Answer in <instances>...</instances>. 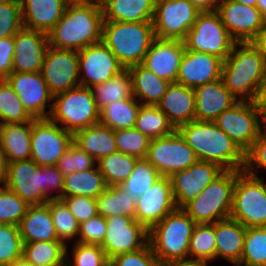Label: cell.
<instances>
[{
    "mask_svg": "<svg viewBox=\"0 0 266 266\" xmlns=\"http://www.w3.org/2000/svg\"><path fill=\"white\" fill-rule=\"evenodd\" d=\"M102 25L100 0L70 1L61 19L48 33L49 46L82 50L102 41Z\"/></svg>",
    "mask_w": 266,
    "mask_h": 266,
    "instance_id": "obj_1",
    "label": "cell"
},
{
    "mask_svg": "<svg viewBox=\"0 0 266 266\" xmlns=\"http://www.w3.org/2000/svg\"><path fill=\"white\" fill-rule=\"evenodd\" d=\"M176 130L199 160L215 163L224 170H244L245 153L215 122L193 120Z\"/></svg>",
    "mask_w": 266,
    "mask_h": 266,
    "instance_id": "obj_2",
    "label": "cell"
},
{
    "mask_svg": "<svg viewBox=\"0 0 266 266\" xmlns=\"http://www.w3.org/2000/svg\"><path fill=\"white\" fill-rule=\"evenodd\" d=\"M265 75V60L252 42L235 43L223 61L221 78L237 100L252 101Z\"/></svg>",
    "mask_w": 266,
    "mask_h": 266,
    "instance_id": "obj_3",
    "label": "cell"
},
{
    "mask_svg": "<svg viewBox=\"0 0 266 266\" xmlns=\"http://www.w3.org/2000/svg\"><path fill=\"white\" fill-rule=\"evenodd\" d=\"M155 38L153 21H103L102 42L125 69L142 64Z\"/></svg>",
    "mask_w": 266,
    "mask_h": 266,
    "instance_id": "obj_4",
    "label": "cell"
},
{
    "mask_svg": "<svg viewBox=\"0 0 266 266\" xmlns=\"http://www.w3.org/2000/svg\"><path fill=\"white\" fill-rule=\"evenodd\" d=\"M196 223L182 208H176L148 232V243L159 263L189 260V244Z\"/></svg>",
    "mask_w": 266,
    "mask_h": 266,
    "instance_id": "obj_5",
    "label": "cell"
},
{
    "mask_svg": "<svg viewBox=\"0 0 266 266\" xmlns=\"http://www.w3.org/2000/svg\"><path fill=\"white\" fill-rule=\"evenodd\" d=\"M241 171L224 170L182 209L196 223H215L230 217L236 176Z\"/></svg>",
    "mask_w": 266,
    "mask_h": 266,
    "instance_id": "obj_6",
    "label": "cell"
},
{
    "mask_svg": "<svg viewBox=\"0 0 266 266\" xmlns=\"http://www.w3.org/2000/svg\"><path fill=\"white\" fill-rule=\"evenodd\" d=\"M99 109L92 89L78 86L53 95L49 118L73 135L99 123Z\"/></svg>",
    "mask_w": 266,
    "mask_h": 266,
    "instance_id": "obj_7",
    "label": "cell"
},
{
    "mask_svg": "<svg viewBox=\"0 0 266 266\" xmlns=\"http://www.w3.org/2000/svg\"><path fill=\"white\" fill-rule=\"evenodd\" d=\"M230 218L246 228L266 227V182L244 170L236 176Z\"/></svg>",
    "mask_w": 266,
    "mask_h": 266,
    "instance_id": "obj_8",
    "label": "cell"
},
{
    "mask_svg": "<svg viewBox=\"0 0 266 266\" xmlns=\"http://www.w3.org/2000/svg\"><path fill=\"white\" fill-rule=\"evenodd\" d=\"M235 43L216 10L200 12L184 39L185 49L212 54L223 61Z\"/></svg>",
    "mask_w": 266,
    "mask_h": 266,
    "instance_id": "obj_9",
    "label": "cell"
},
{
    "mask_svg": "<svg viewBox=\"0 0 266 266\" xmlns=\"http://www.w3.org/2000/svg\"><path fill=\"white\" fill-rule=\"evenodd\" d=\"M246 153L265 127L252 101L238 100L214 121Z\"/></svg>",
    "mask_w": 266,
    "mask_h": 266,
    "instance_id": "obj_10",
    "label": "cell"
},
{
    "mask_svg": "<svg viewBox=\"0 0 266 266\" xmlns=\"http://www.w3.org/2000/svg\"><path fill=\"white\" fill-rule=\"evenodd\" d=\"M73 143V134L50 118L32 119L31 159L39 166L57 165Z\"/></svg>",
    "mask_w": 266,
    "mask_h": 266,
    "instance_id": "obj_11",
    "label": "cell"
},
{
    "mask_svg": "<svg viewBox=\"0 0 266 266\" xmlns=\"http://www.w3.org/2000/svg\"><path fill=\"white\" fill-rule=\"evenodd\" d=\"M146 159L164 177L185 170L199 160L177 130L170 135L152 139Z\"/></svg>",
    "mask_w": 266,
    "mask_h": 266,
    "instance_id": "obj_12",
    "label": "cell"
},
{
    "mask_svg": "<svg viewBox=\"0 0 266 266\" xmlns=\"http://www.w3.org/2000/svg\"><path fill=\"white\" fill-rule=\"evenodd\" d=\"M199 13L188 0H156L153 18L155 36L184 41Z\"/></svg>",
    "mask_w": 266,
    "mask_h": 266,
    "instance_id": "obj_13",
    "label": "cell"
},
{
    "mask_svg": "<svg viewBox=\"0 0 266 266\" xmlns=\"http://www.w3.org/2000/svg\"><path fill=\"white\" fill-rule=\"evenodd\" d=\"M107 228L100 245L108 259L133 252L148 244L149 230L133 217L115 215L106 218Z\"/></svg>",
    "mask_w": 266,
    "mask_h": 266,
    "instance_id": "obj_14",
    "label": "cell"
},
{
    "mask_svg": "<svg viewBox=\"0 0 266 266\" xmlns=\"http://www.w3.org/2000/svg\"><path fill=\"white\" fill-rule=\"evenodd\" d=\"M6 81L32 118H49L53 94L49 91L41 72H11Z\"/></svg>",
    "mask_w": 266,
    "mask_h": 266,
    "instance_id": "obj_15",
    "label": "cell"
},
{
    "mask_svg": "<svg viewBox=\"0 0 266 266\" xmlns=\"http://www.w3.org/2000/svg\"><path fill=\"white\" fill-rule=\"evenodd\" d=\"M78 67L81 86L89 88L108 81L125 69L102 41L78 51Z\"/></svg>",
    "mask_w": 266,
    "mask_h": 266,
    "instance_id": "obj_16",
    "label": "cell"
},
{
    "mask_svg": "<svg viewBox=\"0 0 266 266\" xmlns=\"http://www.w3.org/2000/svg\"><path fill=\"white\" fill-rule=\"evenodd\" d=\"M7 188L28 205L45 204V166L32 159L7 163Z\"/></svg>",
    "mask_w": 266,
    "mask_h": 266,
    "instance_id": "obj_17",
    "label": "cell"
},
{
    "mask_svg": "<svg viewBox=\"0 0 266 266\" xmlns=\"http://www.w3.org/2000/svg\"><path fill=\"white\" fill-rule=\"evenodd\" d=\"M41 74L53 95L80 86L78 51L49 46Z\"/></svg>",
    "mask_w": 266,
    "mask_h": 266,
    "instance_id": "obj_18",
    "label": "cell"
},
{
    "mask_svg": "<svg viewBox=\"0 0 266 266\" xmlns=\"http://www.w3.org/2000/svg\"><path fill=\"white\" fill-rule=\"evenodd\" d=\"M222 23L236 43L253 42L266 21L256 6L227 0L217 6Z\"/></svg>",
    "mask_w": 266,
    "mask_h": 266,
    "instance_id": "obj_19",
    "label": "cell"
},
{
    "mask_svg": "<svg viewBox=\"0 0 266 266\" xmlns=\"http://www.w3.org/2000/svg\"><path fill=\"white\" fill-rule=\"evenodd\" d=\"M223 171L215 163L198 160L189 168L172 174L169 179L176 208H183Z\"/></svg>",
    "mask_w": 266,
    "mask_h": 266,
    "instance_id": "obj_20",
    "label": "cell"
},
{
    "mask_svg": "<svg viewBox=\"0 0 266 266\" xmlns=\"http://www.w3.org/2000/svg\"><path fill=\"white\" fill-rule=\"evenodd\" d=\"M175 209L170 179L161 176L148 191L136 198L135 220L149 230Z\"/></svg>",
    "mask_w": 266,
    "mask_h": 266,
    "instance_id": "obj_21",
    "label": "cell"
},
{
    "mask_svg": "<svg viewBox=\"0 0 266 266\" xmlns=\"http://www.w3.org/2000/svg\"><path fill=\"white\" fill-rule=\"evenodd\" d=\"M48 47V34L21 28L14 35L12 72H41Z\"/></svg>",
    "mask_w": 266,
    "mask_h": 266,
    "instance_id": "obj_22",
    "label": "cell"
},
{
    "mask_svg": "<svg viewBox=\"0 0 266 266\" xmlns=\"http://www.w3.org/2000/svg\"><path fill=\"white\" fill-rule=\"evenodd\" d=\"M223 60L215 55L185 49L176 83L195 89L221 79Z\"/></svg>",
    "mask_w": 266,
    "mask_h": 266,
    "instance_id": "obj_23",
    "label": "cell"
},
{
    "mask_svg": "<svg viewBox=\"0 0 266 266\" xmlns=\"http://www.w3.org/2000/svg\"><path fill=\"white\" fill-rule=\"evenodd\" d=\"M184 53V41L156 37L146 53L142 65L156 76L175 83Z\"/></svg>",
    "mask_w": 266,
    "mask_h": 266,
    "instance_id": "obj_24",
    "label": "cell"
},
{
    "mask_svg": "<svg viewBox=\"0 0 266 266\" xmlns=\"http://www.w3.org/2000/svg\"><path fill=\"white\" fill-rule=\"evenodd\" d=\"M195 120L214 122L226 109L238 100L225 87L222 78L194 89Z\"/></svg>",
    "mask_w": 266,
    "mask_h": 266,
    "instance_id": "obj_25",
    "label": "cell"
},
{
    "mask_svg": "<svg viewBox=\"0 0 266 266\" xmlns=\"http://www.w3.org/2000/svg\"><path fill=\"white\" fill-rule=\"evenodd\" d=\"M70 0H20L23 28L48 34L61 19Z\"/></svg>",
    "mask_w": 266,
    "mask_h": 266,
    "instance_id": "obj_26",
    "label": "cell"
},
{
    "mask_svg": "<svg viewBox=\"0 0 266 266\" xmlns=\"http://www.w3.org/2000/svg\"><path fill=\"white\" fill-rule=\"evenodd\" d=\"M157 107L167 116L175 129L195 120V92L193 88L170 83Z\"/></svg>",
    "mask_w": 266,
    "mask_h": 266,
    "instance_id": "obj_27",
    "label": "cell"
},
{
    "mask_svg": "<svg viewBox=\"0 0 266 266\" xmlns=\"http://www.w3.org/2000/svg\"><path fill=\"white\" fill-rule=\"evenodd\" d=\"M32 120L3 123L0 126V151L7 163L31 159Z\"/></svg>",
    "mask_w": 266,
    "mask_h": 266,
    "instance_id": "obj_28",
    "label": "cell"
},
{
    "mask_svg": "<svg viewBox=\"0 0 266 266\" xmlns=\"http://www.w3.org/2000/svg\"><path fill=\"white\" fill-rule=\"evenodd\" d=\"M23 243L38 241H60L57 238L49 206L29 205L18 225Z\"/></svg>",
    "mask_w": 266,
    "mask_h": 266,
    "instance_id": "obj_29",
    "label": "cell"
},
{
    "mask_svg": "<svg viewBox=\"0 0 266 266\" xmlns=\"http://www.w3.org/2000/svg\"><path fill=\"white\" fill-rule=\"evenodd\" d=\"M246 227L232 218L215 222V245L217 258L229 263L240 262Z\"/></svg>",
    "mask_w": 266,
    "mask_h": 266,
    "instance_id": "obj_30",
    "label": "cell"
},
{
    "mask_svg": "<svg viewBox=\"0 0 266 266\" xmlns=\"http://www.w3.org/2000/svg\"><path fill=\"white\" fill-rule=\"evenodd\" d=\"M156 0H100L103 21H153Z\"/></svg>",
    "mask_w": 266,
    "mask_h": 266,
    "instance_id": "obj_31",
    "label": "cell"
},
{
    "mask_svg": "<svg viewBox=\"0 0 266 266\" xmlns=\"http://www.w3.org/2000/svg\"><path fill=\"white\" fill-rule=\"evenodd\" d=\"M73 142L96 161L117 152L114 130L100 123L77 131Z\"/></svg>",
    "mask_w": 266,
    "mask_h": 266,
    "instance_id": "obj_32",
    "label": "cell"
},
{
    "mask_svg": "<svg viewBox=\"0 0 266 266\" xmlns=\"http://www.w3.org/2000/svg\"><path fill=\"white\" fill-rule=\"evenodd\" d=\"M132 80L133 96L144 105H157L170 82L156 76L142 64L128 68Z\"/></svg>",
    "mask_w": 266,
    "mask_h": 266,
    "instance_id": "obj_33",
    "label": "cell"
},
{
    "mask_svg": "<svg viewBox=\"0 0 266 266\" xmlns=\"http://www.w3.org/2000/svg\"><path fill=\"white\" fill-rule=\"evenodd\" d=\"M107 184L98 166L86 171H75L64 176L62 197H96L107 189Z\"/></svg>",
    "mask_w": 266,
    "mask_h": 266,
    "instance_id": "obj_34",
    "label": "cell"
},
{
    "mask_svg": "<svg viewBox=\"0 0 266 266\" xmlns=\"http://www.w3.org/2000/svg\"><path fill=\"white\" fill-rule=\"evenodd\" d=\"M141 103L134 97L114 101L99 111V123L112 130L134 128Z\"/></svg>",
    "mask_w": 266,
    "mask_h": 266,
    "instance_id": "obj_35",
    "label": "cell"
},
{
    "mask_svg": "<svg viewBox=\"0 0 266 266\" xmlns=\"http://www.w3.org/2000/svg\"><path fill=\"white\" fill-rule=\"evenodd\" d=\"M23 257L33 266H62L66 262V245L62 241L23 243Z\"/></svg>",
    "mask_w": 266,
    "mask_h": 266,
    "instance_id": "obj_36",
    "label": "cell"
},
{
    "mask_svg": "<svg viewBox=\"0 0 266 266\" xmlns=\"http://www.w3.org/2000/svg\"><path fill=\"white\" fill-rule=\"evenodd\" d=\"M97 214L108 218L115 215L135 219V201L127 196L120 185L108 186L96 197Z\"/></svg>",
    "mask_w": 266,
    "mask_h": 266,
    "instance_id": "obj_37",
    "label": "cell"
},
{
    "mask_svg": "<svg viewBox=\"0 0 266 266\" xmlns=\"http://www.w3.org/2000/svg\"><path fill=\"white\" fill-rule=\"evenodd\" d=\"M91 89L99 110L114 101L128 99L133 96L132 80L128 69H124L113 78L95 85Z\"/></svg>",
    "mask_w": 266,
    "mask_h": 266,
    "instance_id": "obj_38",
    "label": "cell"
},
{
    "mask_svg": "<svg viewBox=\"0 0 266 266\" xmlns=\"http://www.w3.org/2000/svg\"><path fill=\"white\" fill-rule=\"evenodd\" d=\"M134 128L150 140L172 134L176 129L157 105L141 104Z\"/></svg>",
    "mask_w": 266,
    "mask_h": 266,
    "instance_id": "obj_39",
    "label": "cell"
},
{
    "mask_svg": "<svg viewBox=\"0 0 266 266\" xmlns=\"http://www.w3.org/2000/svg\"><path fill=\"white\" fill-rule=\"evenodd\" d=\"M138 158L115 152L102 157L97 161V166L103 175L107 186L122 184L132 173Z\"/></svg>",
    "mask_w": 266,
    "mask_h": 266,
    "instance_id": "obj_40",
    "label": "cell"
},
{
    "mask_svg": "<svg viewBox=\"0 0 266 266\" xmlns=\"http://www.w3.org/2000/svg\"><path fill=\"white\" fill-rule=\"evenodd\" d=\"M215 223L196 224L190 238L189 260L216 261Z\"/></svg>",
    "mask_w": 266,
    "mask_h": 266,
    "instance_id": "obj_41",
    "label": "cell"
},
{
    "mask_svg": "<svg viewBox=\"0 0 266 266\" xmlns=\"http://www.w3.org/2000/svg\"><path fill=\"white\" fill-rule=\"evenodd\" d=\"M46 204L49 206L58 240L66 246L70 244L71 240L73 243L78 242L80 224L65 202L62 199H52L48 200Z\"/></svg>",
    "mask_w": 266,
    "mask_h": 266,
    "instance_id": "obj_42",
    "label": "cell"
},
{
    "mask_svg": "<svg viewBox=\"0 0 266 266\" xmlns=\"http://www.w3.org/2000/svg\"><path fill=\"white\" fill-rule=\"evenodd\" d=\"M160 177L159 172L146 158L138 159L132 173L120 186L130 199L136 200L148 191Z\"/></svg>",
    "mask_w": 266,
    "mask_h": 266,
    "instance_id": "obj_43",
    "label": "cell"
},
{
    "mask_svg": "<svg viewBox=\"0 0 266 266\" xmlns=\"http://www.w3.org/2000/svg\"><path fill=\"white\" fill-rule=\"evenodd\" d=\"M33 118L24 109L19 96L6 80H0V122L24 123Z\"/></svg>",
    "mask_w": 266,
    "mask_h": 266,
    "instance_id": "obj_44",
    "label": "cell"
},
{
    "mask_svg": "<svg viewBox=\"0 0 266 266\" xmlns=\"http://www.w3.org/2000/svg\"><path fill=\"white\" fill-rule=\"evenodd\" d=\"M240 262L250 266H266V227L246 228Z\"/></svg>",
    "mask_w": 266,
    "mask_h": 266,
    "instance_id": "obj_45",
    "label": "cell"
},
{
    "mask_svg": "<svg viewBox=\"0 0 266 266\" xmlns=\"http://www.w3.org/2000/svg\"><path fill=\"white\" fill-rule=\"evenodd\" d=\"M68 247L66 246V263L69 266H109V259L100 245L75 242L70 253ZM70 256L72 257L69 258Z\"/></svg>",
    "mask_w": 266,
    "mask_h": 266,
    "instance_id": "obj_46",
    "label": "cell"
},
{
    "mask_svg": "<svg viewBox=\"0 0 266 266\" xmlns=\"http://www.w3.org/2000/svg\"><path fill=\"white\" fill-rule=\"evenodd\" d=\"M117 151L145 159L148 153L150 138L136 128L114 130Z\"/></svg>",
    "mask_w": 266,
    "mask_h": 266,
    "instance_id": "obj_47",
    "label": "cell"
},
{
    "mask_svg": "<svg viewBox=\"0 0 266 266\" xmlns=\"http://www.w3.org/2000/svg\"><path fill=\"white\" fill-rule=\"evenodd\" d=\"M23 257V242L19 227L0 224V266H8Z\"/></svg>",
    "mask_w": 266,
    "mask_h": 266,
    "instance_id": "obj_48",
    "label": "cell"
},
{
    "mask_svg": "<svg viewBox=\"0 0 266 266\" xmlns=\"http://www.w3.org/2000/svg\"><path fill=\"white\" fill-rule=\"evenodd\" d=\"M28 204L6 186L0 187V224L18 226Z\"/></svg>",
    "mask_w": 266,
    "mask_h": 266,
    "instance_id": "obj_49",
    "label": "cell"
},
{
    "mask_svg": "<svg viewBox=\"0 0 266 266\" xmlns=\"http://www.w3.org/2000/svg\"><path fill=\"white\" fill-rule=\"evenodd\" d=\"M56 166L66 176L75 171L93 169L97 166V161L73 142Z\"/></svg>",
    "mask_w": 266,
    "mask_h": 266,
    "instance_id": "obj_50",
    "label": "cell"
},
{
    "mask_svg": "<svg viewBox=\"0 0 266 266\" xmlns=\"http://www.w3.org/2000/svg\"><path fill=\"white\" fill-rule=\"evenodd\" d=\"M23 28L20 0L0 1V39L14 36Z\"/></svg>",
    "mask_w": 266,
    "mask_h": 266,
    "instance_id": "obj_51",
    "label": "cell"
},
{
    "mask_svg": "<svg viewBox=\"0 0 266 266\" xmlns=\"http://www.w3.org/2000/svg\"><path fill=\"white\" fill-rule=\"evenodd\" d=\"M259 169L266 170V126L261 130L251 148L245 153L244 171L251 176L261 178Z\"/></svg>",
    "mask_w": 266,
    "mask_h": 266,
    "instance_id": "obj_52",
    "label": "cell"
},
{
    "mask_svg": "<svg viewBox=\"0 0 266 266\" xmlns=\"http://www.w3.org/2000/svg\"><path fill=\"white\" fill-rule=\"evenodd\" d=\"M109 266H162L154 255L150 244L144 248L119 254L109 259Z\"/></svg>",
    "mask_w": 266,
    "mask_h": 266,
    "instance_id": "obj_53",
    "label": "cell"
},
{
    "mask_svg": "<svg viewBox=\"0 0 266 266\" xmlns=\"http://www.w3.org/2000/svg\"><path fill=\"white\" fill-rule=\"evenodd\" d=\"M106 228V218L97 214L79 225L78 242L101 245Z\"/></svg>",
    "mask_w": 266,
    "mask_h": 266,
    "instance_id": "obj_54",
    "label": "cell"
},
{
    "mask_svg": "<svg viewBox=\"0 0 266 266\" xmlns=\"http://www.w3.org/2000/svg\"><path fill=\"white\" fill-rule=\"evenodd\" d=\"M79 224L97 215V201L86 196L62 197Z\"/></svg>",
    "mask_w": 266,
    "mask_h": 266,
    "instance_id": "obj_55",
    "label": "cell"
},
{
    "mask_svg": "<svg viewBox=\"0 0 266 266\" xmlns=\"http://www.w3.org/2000/svg\"><path fill=\"white\" fill-rule=\"evenodd\" d=\"M63 186L64 176L57 166H45V197L48 200L62 199ZM56 191L57 195L51 194Z\"/></svg>",
    "mask_w": 266,
    "mask_h": 266,
    "instance_id": "obj_56",
    "label": "cell"
},
{
    "mask_svg": "<svg viewBox=\"0 0 266 266\" xmlns=\"http://www.w3.org/2000/svg\"><path fill=\"white\" fill-rule=\"evenodd\" d=\"M14 36L0 39V80H6L12 72Z\"/></svg>",
    "mask_w": 266,
    "mask_h": 266,
    "instance_id": "obj_57",
    "label": "cell"
},
{
    "mask_svg": "<svg viewBox=\"0 0 266 266\" xmlns=\"http://www.w3.org/2000/svg\"><path fill=\"white\" fill-rule=\"evenodd\" d=\"M252 103L266 126V75L257 87Z\"/></svg>",
    "mask_w": 266,
    "mask_h": 266,
    "instance_id": "obj_58",
    "label": "cell"
},
{
    "mask_svg": "<svg viewBox=\"0 0 266 266\" xmlns=\"http://www.w3.org/2000/svg\"><path fill=\"white\" fill-rule=\"evenodd\" d=\"M200 12H210L217 9V5L212 0H188Z\"/></svg>",
    "mask_w": 266,
    "mask_h": 266,
    "instance_id": "obj_59",
    "label": "cell"
},
{
    "mask_svg": "<svg viewBox=\"0 0 266 266\" xmlns=\"http://www.w3.org/2000/svg\"><path fill=\"white\" fill-rule=\"evenodd\" d=\"M252 43L258 48L266 63V26L260 31Z\"/></svg>",
    "mask_w": 266,
    "mask_h": 266,
    "instance_id": "obj_60",
    "label": "cell"
},
{
    "mask_svg": "<svg viewBox=\"0 0 266 266\" xmlns=\"http://www.w3.org/2000/svg\"><path fill=\"white\" fill-rule=\"evenodd\" d=\"M7 181V162L4 155L0 151V187L6 185Z\"/></svg>",
    "mask_w": 266,
    "mask_h": 266,
    "instance_id": "obj_61",
    "label": "cell"
},
{
    "mask_svg": "<svg viewBox=\"0 0 266 266\" xmlns=\"http://www.w3.org/2000/svg\"><path fill=\"white\" fill-rule=\"evenodd\" d=\"M209 263L196 260L175 261L164 266H209Z\"/></svg>",
    "mask_w": 266,
    "mask_h": 266,
    "instance_id": "obj_62",
    "label": "cell"
},
{
    "mask_svg": "<svg viewBox=\"0 0 266 266\" xmlns=\"http://www.w3.org/2000/svg\"><path fill=\"white\" fill-rule=\"evenodd\" d=\"M256 7L261 12L262 17L266 21V0H257Z\"/></svg>",
    "mask_w": 266,
    "mask_h": 266,
    "instance_id": "obj_63",
    "label": "cell"
},
{
    "mask_svg": "<svg viewBox=\"0 0 266 266\" xmlns=\"http://www.w3.org/2000/svg\"><path fill=\"white\" fill-rule=\"evenodd\" d=\"M8 266H33V265L30 264L24 257H21L17 259L16 261H13Z\"/></svg>",
    "mask_w": 266,
    "mask_h": 266,
    "instance_id": "obj_64",
    "label": "cell"
},
{
    "mask_svg": "<svg viewBox=\"0 0 266 266\" xmlns=\"http://www.w3.org/2000/svg\"><path fill=\"white\" fill-rule=\"evenodd\" d=\"M234 1L242 3L243 5H248V6H256L257 5V0H234Z\"/></svg>",
    "mask_w": 266,
    "mask_h": 266,
    "instance_id": "obj_65",
    "label": "cell"
},
{
    "mask_svg": "<svg viewBox=\"0 0 266 266\" xmlns=\"http://www.w3.org/2000/svg\"><path fill=\"white\" fill-rule=\"evenodd\" d=\"M217 6L227 0H212Z\"/></svg>",
    "mask_w": 266,
    "mask_h": 266,
    "instance_id": "obj_66",
    "label": "cell"
},
{
    "mask_svg": "<svg viewBox=\"0 0 266 266\" xmlns=\"http://www.w3.org/2000/svg\"><path fill=\"white\" fill-rule=\"evenodd\" d=\"M233 266H250V265H246L241 262H238V263H233Z\"/></svg>",
    "mask_w": 266,
    "mask_h": 266,
    "instance_id": "obj_67",
    "label": "cell"
},
{
    "mask_svg": "<svg viewBox=\"0 0 266 266\" xmlns=\"http://www.w3.org/2000/svg\"><path fill=\"white\" fill-rule=\"evenodd\" d=\"M70 1H93V0H70Z\"/></svg>",
    "mask_w": 266,
    "mask_h": 266,
    "instance_id": "obj_68",
    "label": "cell"
},
{
    "mask_svg": "<svg viewBox=\"0 0 266 266\" xmlns=\"http://www.w3.org/2000/svg\"><path fill=\"white\" fill-rule=\"evenodd\" d=\"M62 266H69L66 262Z\"/></svg>",
    "mask_w": 266,
    "mask_h": 266,
    "instance_id": "obj_69",
    "label": "cell"
}]
</instances>
